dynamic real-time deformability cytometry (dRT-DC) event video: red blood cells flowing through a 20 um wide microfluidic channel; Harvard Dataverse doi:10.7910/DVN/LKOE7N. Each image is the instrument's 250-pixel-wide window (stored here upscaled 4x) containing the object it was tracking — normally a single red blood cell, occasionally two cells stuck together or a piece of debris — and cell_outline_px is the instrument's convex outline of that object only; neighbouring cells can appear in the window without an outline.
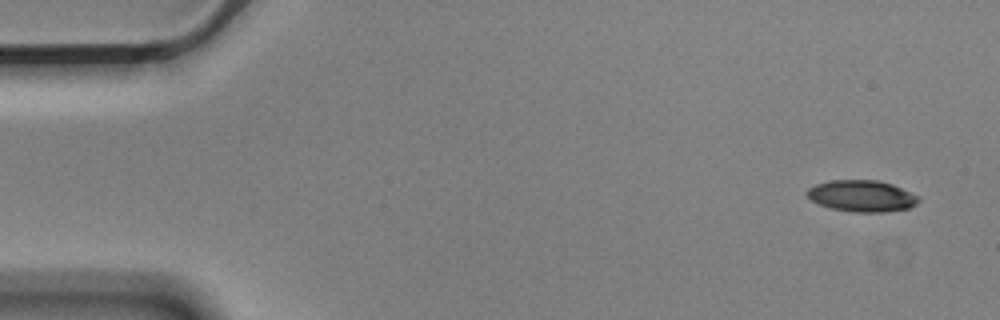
{"species": "Egyptian fruit bat (a non-hibernating species)", "species_latin": "Rousettus aegyptiacus", "temperature_condition": "cold", "stored_images_in_passage": 14, "camera_frame_rate_fps": 3000, "um_per_image_px": 0.085, "animal": {"sex": "male"}, "frame": {"image": 1, "passage_image": 1, "time_ms": 0.0, "image_size_px": [1000, 320], "cell_outline_px": [[920, 200], [916, 204], [908, 208], [884, 212], [856, 212], [832, 208], [820, 204], [812, 200], [804, 192], [808, 188], [816, 184], [828, 180], [876, 180], [892, 184], [920, 196]], "centroid_in_image_um": [73.26, 16.65], "position_along_channel_um": 11.7, "area_um2": 20.4}}
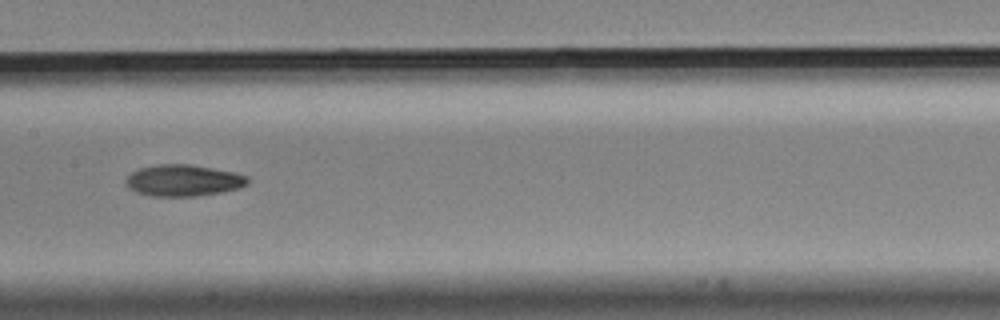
{"frame": {"image": 2, "passage_image": 7, "time_ms": 2.0, "image_size_px": [1000, 320], "cell_outline_px": [[248, 184], [240, 188], [220, 192], [196, 196], [152, 196], [136, 192], [128, 188], [124, 184], [124, 180], [132, 172], [140, 168], [156, 164], [188, 164], [212, 168], [232, 172], [248, 176]], "centroid_in_image_um": [15.55, 15.34], "position_along_channel_um": 191.9, "area_um2": 22.37}}
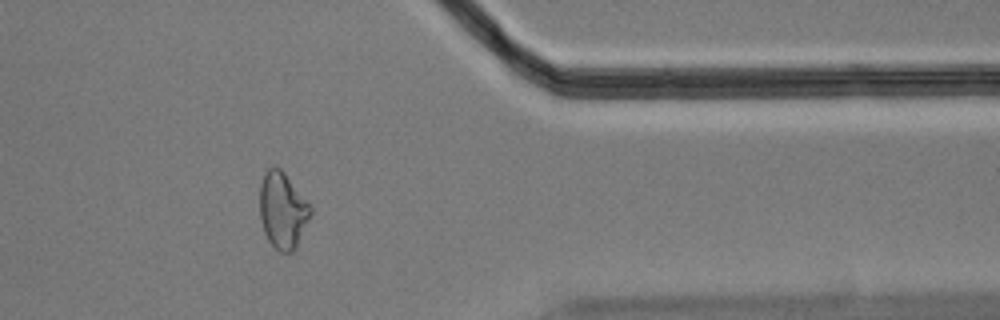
{"frame": {"image": 3, "passage_image": 12, "time_ms": 3.667, "image_size_px": [1000, 320], "cell_outline_px": [[312, 212], [296, 248], [292, 252], [280, 252], [268, 240], [264, 232], [260, 220], [260, 184], [264, 172], [272, 164], [280, 168], [284, 172], [312, 204]], "centroid_in_image_um": [24.03, 17.84], "position_along_channel_um": 387.4, "area_um2": 22.95}}